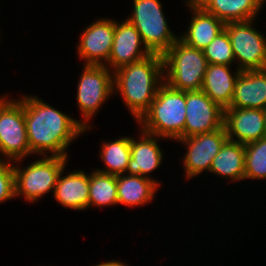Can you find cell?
<instances>
[{"mask_svg": "<svg viewBox=\"0 0 266 266\" xmlns=\"http://www.w3.org/2000/svg\"><path fill=\"white\" fill-rule=\"evenodd\" d=\"M232 66L221 64H208L201 90L223 109L230 106L234 94L236 80L240 70Z\"/></svg>", "mask_w": 266, "mask_h": 266, "instance_id": "d6986e66", "label": "cell"}, {"mask_svg": "<svg viewBox=\"0 0 266 266\" xmlns=\"http://www.w3.org/2000/svg\"><path fill=\"white\" fill-rule=\"evenodd\" d=\"M65 171L66 168L61 171L53 192L55 202L75 211L88 209L90 173H85L83 169L66 174Z\"/></svg>", "mask_w": 266, "mask_h": 266, "instance_id": "e0dca14e", "label": "cell"}, {"mask_svg": "<svg viewBox=\"0 0 266 266\" xmlns=\"http://www.w3.org/2000/svg\"><path fill=\"white\" fill-rule=\"evenodd\" d=\"M99 152L104 168H96V171L112 175L126 174L131 157L130 136L102 141Z\"/></svg>", "mask_w": 266, "mask_h": 266, "instance_id": "603a6c76", "label": "cell"}, {"mask_svg": "<svg viewBox=\"0 0 266 266\" xmlns=\"http://www.w3.org/2000/svg\"><path fill=\"white\" fill-rule=\"evenodd\" d=\"M9 96L8 93L0 96V155L12 162L25 161L31 157V151L24 116V95L18 99Z\"/></svg>", "mask_w": 266, "mask_h": 266, "instance_id": "ba28073f", "label": "cell"}, {"mask_svg": "<svg viewBox=\"0 0 266 266\" xmlns=\"http://www.w3.org/2000/svg\"><path fill=\"white\" fill-rule=\"evenodd\" d=\"M262 111L264 114V126H265V134H266V107Z\"/></svg>", "mask_w": 266, "mask_h": 266, "instance_id": "f1b7e54d", "label": "cell"}, {"mask_svg": "<svg viewBox=\"0 0 266 266\" xmlns=\"http://www.w3.org/2000/svg\"><path fill=\"white\" fill-rule=\"evenodd\" d=\"M162 57L167 85L184 92L201 90L208 66L203 50L191 47L178 38Z\"/></svg>", "mask_w": 266, "mask_h": 266, "instance_id": "5b68a950", "label": "cell"}, {"mask_svg": "<svg viewBox=\"0 0 266 266\" xmlns=\"http://www.w3.org/2000/svg\"><path fill=\"white\" fill-rule=\"evenodd\" d=\"M209 173L232 183L244 180L245 145L227 140L214 157Z\"/></svg>", "mask_w": 266, "mask_h": 266, "instance_id": "7402d4cb", "label": "cell"}, {"mask_svg": "<svg viewBox=\"0 0 266 266\" xmlns=\"http://www.w3.org/2000/svg\"><path fill=\"white\" fill-rule=\"evenodd\" d=\"M224 127L228 140L244 145L266 137L264 114L261 109L226 108Z\"/></svg>", "mask_w": 266, "mask_h": 266, "instance_id": "9a60e30c", "label": "cell"}, {"mask_svg": "<svg viewBox=\"0 0 266 266\" xmlns=\"http://www.w3.org/2000/svg\"><path fill=\"white\" fill-rule=\"evenodd\" d=\"M255 21L229 22L224 25L231 40L236 67L240 71L266 69V37L256 30Z\"/></svg>", "mask_w": 266, "mask_h": 266, "instance_id": "9c48e42d", "label": "cell"}, {"mask_svg": "<svg viewBox=\"0 0 266 266\" xmlns=\"http://www.w3.org/2000/svg\"><path fill=\"white\" fill-rule=\"evenodd\" d=\"M266 107V69L241 71L235 84L232 102L228 108Z\"/></svg>", "mask_w": 266, "mask_h": 266, "instance_id": "ac0fdd59", "label": "cell"}, {"mask_svg": "<svg viewBox=\"0 0 266 266\" xmlns=\"http://www.w3.org/2000/svg\"><path fill=\"white\" fill-rule=\"evenodd\" d=\"M224 24L257 19L266 0H194ZM258 14V15H257Z\"/></svg>", "mask_w": 266, "mask_h": 266, "instance_id": "ffe728a7", "label": "cell"}, {"mask_svg": "<svg viewBox=\"0 0 266 266\" xmlns=\"http://www.w3.org/2000/svg\"><path fill=\"white\" fill-rule=\"evenodd\" d=\"M15 197V174L12 161H0V204Z\"/></svg>", "mask_w": 266, "mask_h": 266, "instance_id": "4316f807", "label": "cell"}, {"mask_svg": "<svg viewBox=\"0 0 266 266\" xmlns=\"http://www.w3.org/2000/svg\"><path fill=\"white\" fill-rule=\"evenodd\" d=\"M152 53L144 45L137 29L127 19L115 21V34L108 62L111 71L135 63Z\"/></svg>", "mask_w": 266, "mask_h": 266, "instance_id": "4fadbf2b", "label": "cell"}, {"mask_svg": "<svg viewBox=\"0 0 266 266\" xmlns=\"http://www.w3.org/2000/svg\"><path fill=\"white\" fill-rule=\"evenodd\" d=\"M203 53L208 64L232 66L235 63L231 40L225 29L203 49Z\"/></svg>", "mask_w": 266, "mask_h": 266, "instance_id": "484cf974", "label": "cell"}, {"mask_svg": "<svg viewBox=\"0 0 266 266\" xmlns=\"http://www.w3.org/2000/svg\"><path fill=\"white\" fill-rule=\"evenodd\" d=\"M68 159L59 156H38L37 160L30 161L23 168L24 159L13 161L15 197H23L24 201L33 204L46 193L51 192L53 195L61 171L67 168Z\"/></svg>", "mask_w": 266, "mask_h": 266, "instance_id": "277c9868", "label": "cell"}, {"mask_svg": "<svg viewBox=\"0 0 266 266\" xmlns=\"http://www.w3.org/2000/svg\"><path fill=\"white\" fill-rule=\"evenodd\" d=\"M93 266H130V265H127L126 263H124L123 261H118V260H110V261H105V262H100V263H97V264H94Z\"/></svg>", "mask_w": 266, "mask_h": 266, "instance_id": "83f0119b", "label": "cell"}, {"mask_svg": "<svg viewBox=\"0 0 266 266\" xmlns=\"http://www.w3.org/2000/svg\"><path fill=\"white\" fill-rule=\"evenodd\" d=\"M186 92L163 82L149 109L136 122L142 131L167 141L184 138Z\"/></svg>", "mask_w": 266, "mask_h": 266, "instance_id": "3957f363", "label": "cell"}, {"mask_svg": "<svg viewBox=\"0 0 266 266\" xmlns=\"http://www.w3.org/2000/svg\"><path fill=\"white\" fill-rule=\"evenodd\" d=\"M184 138L210 133L224 126V109L202 90L186 92Z\"/></svg>", "mask_w": 266, "mask_h": 266, "instance_id": "8fae6325", "label": "cell"}, {"mask_svg": "<svg viewBox=\"0 0 266 266\" xmlns=\"http://www.w3.org/2000/svg\"><path fill=\"white\" fill-rule=\"evenodd\" d=\"M82 69L76 85V105L82 114L79 123L85 128L86 133L92 129L90 120L93 121L101 106L114 95V87L113 71L106 65L83 64Z\"/></svg>", "mask_w": 266, "mask_h": 266, "instance_id": "52a82bcc", "label": "cell"}, {"mask_svg": "<svg viewBox=\"0 0 266 266\" xmlns=\"http://www.w3.org/2000/svg\"><path fill=\"white\" fill-rule=\"evenodd\" d=\"M192 15L190 16L187 31L179 35L185 44L203 50L213 39L224 30V23L215 15L206 12L194 0H184Z\"/></svg>", "mask_w": 266, "mask_h": 266, "instance_id": "2e32d148", "label": "cell"}, {"mask_svg": "<svg viewBox=\"0 0 266 266\" xmlns=\"http://www.w3.org/2000/svg\"><path fill=\"white\" fill-rule=\"evenodd\" d=\"M138 131L139 136L137 139H134L132 136L130 137L131 157L126 174L146 177L153 180L159 187H162L161 181L159 182L158 179L152 178L150 173L154 170L156 171L159 166H162L163 153L165 152L160 147L161 144H158L161 140H165V138L146 133L141 129H138Z\"/></svg>", "mask_w": 266, "mask_h": 266, "instance_id": "5bb4252c", "label": "cell"}, {"mask_svg": "<svg viewBox=\"0 0 266 266\" xmlns=\"http://www.w3.org/2000/svg\"><path fill=\"white\" fill-rule=\"evenodd\" d=\"M266 180V137L245 145L244 180Z\"/></svg>", "mask_w": 266, "mask_h": 266, "instance_id": "d4e9b609", "label": "cell"}, {"mask_svg": "<svg viewBox=\"0 0 266 266\" xmlns=\"http://www.w3.org/2000/svg\"><path fill=\"white\" fill-rule=\"evenodd\" d=\"M115 34V19L100 18L87 25L79 35L77 56L83 64L105 65L108 62Z\"/></svg>", "mask_w": 266, "mask_h": 266, "instance_id": "7c38bea8", "label": "cell"}, {"mask_svg": "<svg viewBox=\"0 0 266 266\" xmlns=\"http://www.w3.org/2000/svg\"><path fill=\"white\" fill-rule=\"evenodd\" d=\"M163 82V57L156 53L113 71L114 96L120 95L135 122L149 109Z\"/></svg>", "mask_w": 266, "mask_h": 266, "instance_id": "7a4b0ae2", "label": "cell"}, {"mask_svg": "<svg viewBox=\"0 0 266 266\" xmlns=\"http://www.w3.org/2000/svg\"><path fill=\"white\" fill-rule=\"evenodd\" d=\"M118 205L117 175L106 174L96 170L90 173L89 202L97 208Z\"/></svg>", "mask_w": 266, "mask_h": 266, "instance_id": "cb8c5ba5", "label": "cell"}, {"mask_svg": "<svg viewBox=\"0 0 266 266\" xmlns=\"http://www.w3.org/2000/svg\"><path fill=\"white\" fill-rule=\"evenodd\" d=\"M131 15L126 19L139 32L151 53L163 55L179 38L172 32L161 0H133Z\"/></svg>", "mask_w": 266, "mask_h": 266, "instance_id": "8992f818", "label": "cell"}, {"mask_svg": "<svg viewBox=\"0 0 266 266\" xmlns=\"http://www.w3.org/2000/svg\"><path fill=\"white\" fill-rule=\"evenodd\" d=\"M228 140L225 127L210 132L197 134L183 139L180 142L187 150L182 158L184 177L194 179L201 173L209 172L214 157Z\"/></svg>", "mask_w": 266, "mask_h": 266, "instance_id": "30bf717a", "label": "cell"}, {"mask_svg": "<svg viewBox=\"0 0 266 266\" xmlns=\"http://www.w3.org/2000/svg\"><path fill=\"white\" fill-rule=\"evenodd\" d=\"M24 116L32 157L70 158L69 146L85 133L78 119L32 94H24Z\"/></svg>", "mask_w": 266, "mask_h": 266, "instance_id": "6da1fadb", "label": "cell"}, {"mask_svg": "<svg viewBox=\"0 0 266 266\" xmlns=\"http://www.w3.org/2000/svg\"><path fill=\"white\" fill-rule=\"evenodd\" d=\"M159 186L146 177L139 175H117L118 205L129 208L139 207L153 203Z\"/></svg>", "mask_w": 266, "mask_h": 266, "instance_id": "44dd1931", "label": "cell"}]
</instances>
